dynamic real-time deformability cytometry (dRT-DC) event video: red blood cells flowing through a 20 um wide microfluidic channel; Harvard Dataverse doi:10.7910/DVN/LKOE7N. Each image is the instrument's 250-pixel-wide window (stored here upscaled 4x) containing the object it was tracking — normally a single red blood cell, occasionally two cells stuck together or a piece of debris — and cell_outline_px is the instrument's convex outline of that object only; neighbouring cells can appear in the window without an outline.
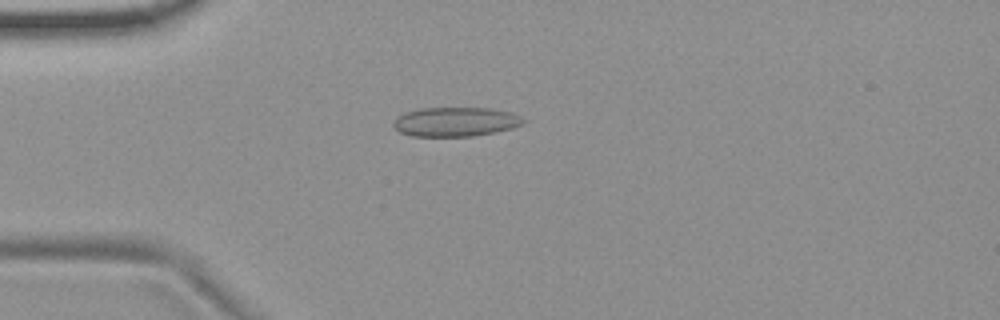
{"species": "common noctule bat (a hibernating species)", "species_latin": "Nyctalus noctula", "temperature_condition": "room temperature", "stored_images_in_passage": 4, "camera_frame_rate_fps": 3000, "um_per_image_px": 0.085, "animal": {"sex": "female", "body_mass_g": 19.9}, "frame": {"image": 1, "passage_image": 2, "time_ms": 1.0, "image_size_px": [1000, 320], "cell_outline_px": [[528, 120], [524, 124], [512, 128], [496, 132], [472, 136], [412, 136], [400, 132], [392, 124], [396, 116], [404, 112], [420, 108], [492, 108], [512, 112]], "centroid_in_image_um": [38.75, 10.34], "position_along_channel_um": 46.3, "area_um2": 22.43}}
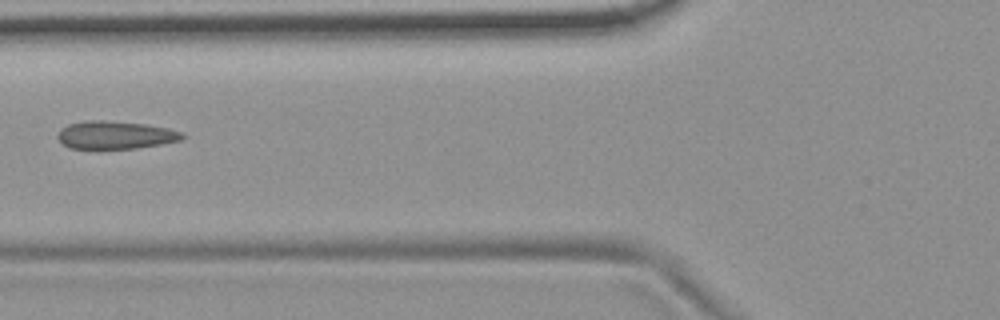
{"frame": {"image": 2, "passage_image": 4, "time_ms": 3.333, "image_size_px": [1000, 320], "cell_outline_px": [[188, 136], [180, 140], [160, 144], [136, 148], [68, 148], [56, 136], [60, 128], [68, 124], [84, 120], [100, 120], [144, 124], [168, 128], [180, 132]], "centroid_in_image_um": [9.78, 11.47], "position_along_channel_um": 116.0, "area_um2": 20.11}}